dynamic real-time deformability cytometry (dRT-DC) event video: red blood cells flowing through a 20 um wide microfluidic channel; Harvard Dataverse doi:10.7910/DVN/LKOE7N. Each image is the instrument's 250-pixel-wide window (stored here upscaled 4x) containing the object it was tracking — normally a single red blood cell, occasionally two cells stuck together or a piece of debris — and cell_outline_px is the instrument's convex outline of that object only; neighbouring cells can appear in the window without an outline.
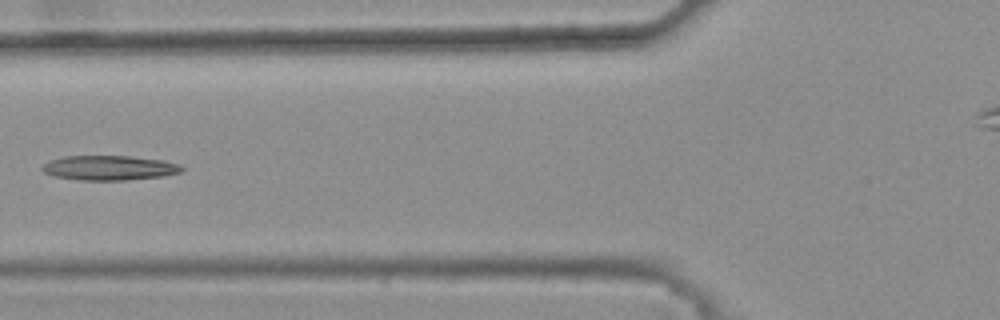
{"species": "common noctule bat (a hibernating species)", "species_latin": "Nyctalus noctula", "temperature_condition": "warm", "stored_images_in_passage": 3, "camera_frame_rate_fps": 3000, "um_per_image_px": 0.085, "animal": {"sex": "female", "body_mass_g": 25.1}, "frame": {"image": 1, "passage_image": 2, "time_ms": 0.333, "image_size_px": [1000, 320], "cell_outline_px": [[184, 168], [180, 172], [164, 176], [124, 180], [80, 180], [52, 176], [44, 172], [40, 168], [48, 160], [64, 156], [128, 156], [160, 160], [180, 164]], "centroid_in_image_um": [9.24, 14.27], "position_along_channel_um": 116.6, "area_um2": 20.06}}
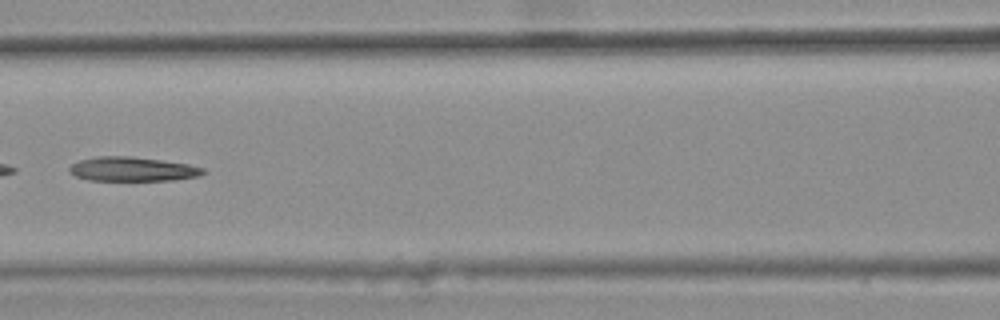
{"frame": {"image": 2, "passage_image": 3, "time_ms": 0.667, "image_size_px": [1000, 320], "cell_outline_px": [[204, 172], [200, 176], [172, 180], [88, 180], [76, 176], [68, 172], [68, 168], [72, 164], [80, 160], [96, 156], [132, 156], [188, 164], [204, 168]], "centroid_in_image_um": [11.23, 14.37], "position_along_channel_um": 155.4, "area_um2": 18.84}}